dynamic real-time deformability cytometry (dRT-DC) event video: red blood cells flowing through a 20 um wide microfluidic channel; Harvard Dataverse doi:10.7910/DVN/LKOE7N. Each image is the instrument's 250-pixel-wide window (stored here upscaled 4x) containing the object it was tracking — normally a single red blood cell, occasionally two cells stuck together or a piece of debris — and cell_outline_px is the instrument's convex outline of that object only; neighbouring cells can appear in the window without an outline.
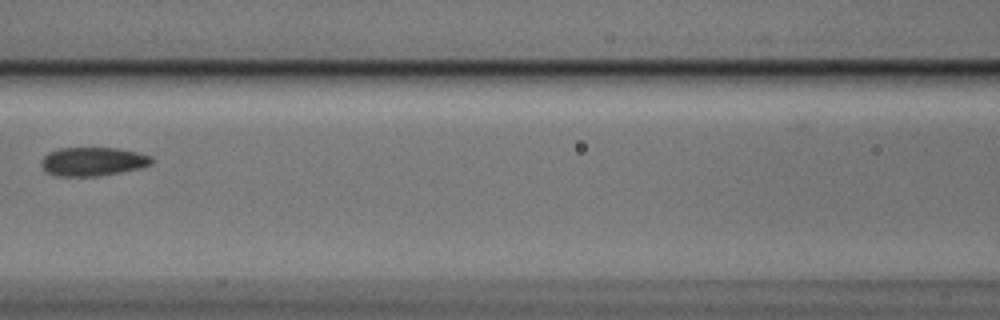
{"species": "Egyptian fruit bat (a non-hibernating species)", "species_latin": "Rousettus aegyptiacus", "temperature_condition": "cold", "stored_images_in_passage": 7, "camera_frame_rate_fps": 3000, "um_per_image_px": 0.085, "animal": {"sex": "male"}, "frame": {"image": 1, "passage_image": 7, "time_ms": 2.0, "image_size_px": [1000, 320], "cell_outline_px": [[156, 160], [152, 164], [140, 168], [120, 172], [96, 176], [56, 176], [44, 172], [40, 164], [40, 160], [48, 152], [60, 148], [116, 148], [136, 152], [152, 156]], "centroid_in_image_um": [7.87, 13.73], "position_along_channel_um": 158.7, "area_um2": 18.67}}